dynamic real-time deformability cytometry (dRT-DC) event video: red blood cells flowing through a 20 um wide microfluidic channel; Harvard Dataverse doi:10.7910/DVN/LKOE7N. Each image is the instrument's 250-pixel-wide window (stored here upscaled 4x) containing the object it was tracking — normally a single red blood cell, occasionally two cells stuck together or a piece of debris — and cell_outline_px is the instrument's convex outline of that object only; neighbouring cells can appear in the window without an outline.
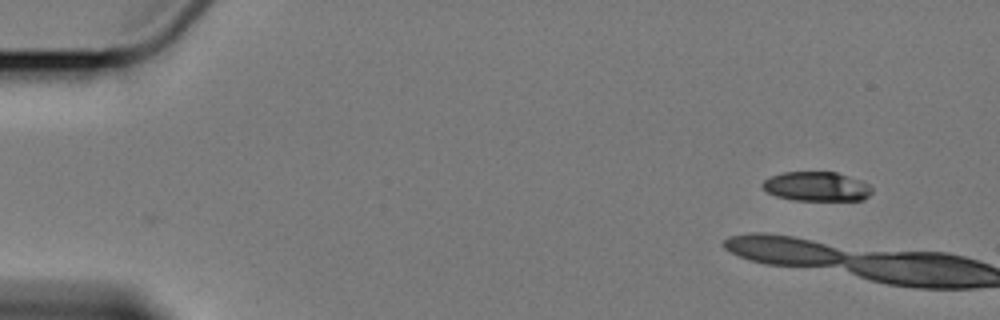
{"species": "Egyptian fruit bat (a non-hibernating species)", "species_latin": "Rousettus aegyptiacus", "temperature_condition": "cold", "stored_images_in_passage": 5, "camera_frame_rate_fps": 3000, "um_per_image_px": 0.085, "animal": {"sex": "female"}, "frame": {"image": 1, "passage_image": 1, "time_ms": 0.0, "image_size_px": [1000, 320], "cell_outline_px": [[872, 192], [864, 200], [792, 200], [776, 196], [768, 192], [760, 184], [764, 180], [772, 176], [784, 172], [836, 172], [872, 184]], "centroid_in_image_um": [69.44, 15.85], "position_along_channel_um": 15.6, "area_um2": 18.79}}